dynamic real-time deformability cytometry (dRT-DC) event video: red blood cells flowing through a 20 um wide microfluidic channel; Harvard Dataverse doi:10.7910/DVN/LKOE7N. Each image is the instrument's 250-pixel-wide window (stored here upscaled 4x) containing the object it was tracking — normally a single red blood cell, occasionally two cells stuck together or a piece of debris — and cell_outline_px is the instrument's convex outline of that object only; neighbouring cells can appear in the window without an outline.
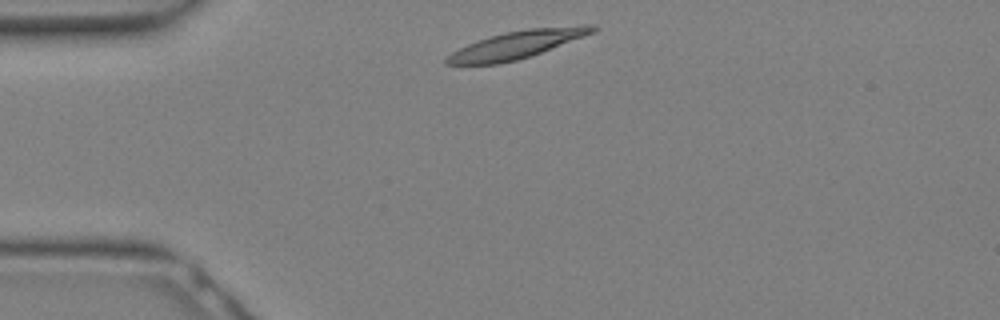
{"species": "Egyptian fruit bat (a non-hibernating species)", "species_latin": "Rousettus aegyptiacus", "temperature_condition": "warm", "stored_images_in_passage": 5, "camera_frame_rate_fps": 3000, "um_per_image_px": 0.085, "animal": {"sex": "female"}, "frame": {"image": 1, "passage_image": 1, "time_ms": 0.0, "image_size_px": [1000, 320], "cell_outline_px": [[600, 28], [596, 32], [540, 52], [516, 60], [500, 64], [444, 64], [444, 60], [452, 52], [468, 44], [504, 32], [528, 28], [584, 24], [596, 24]], "centroid_in_image_um": [44.02, 3.76], "position_along_channel_um": 41.0, "area_um2": 23.41}}
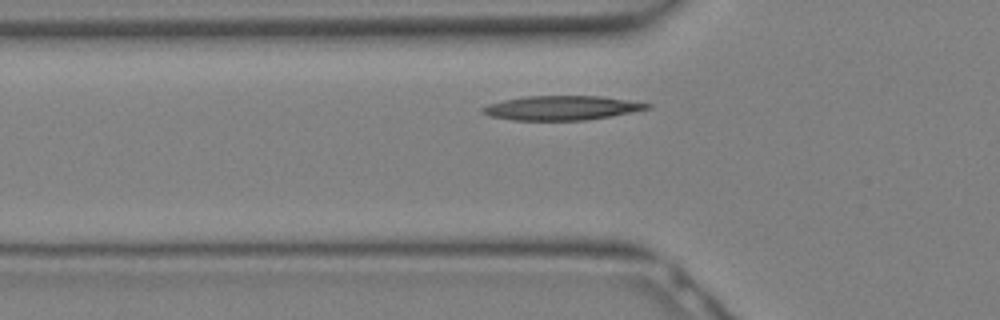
{"frame": {"image": 2, "passage_image": 4, "time_ms": 1.0, "image_size_px": [1000, 320], "cell_outline_px": [[652, 104], [648, 108], [632, 112], [612, 116], [588, 120], [512, 120], [492, 116], [480, 112], [480, 108], [488, 104], [504, 100], [528, 96], [600, 96]], "centroid_in_image_um": [47.71, 9.18], "position_along_channel_um": 78.1, "area_um2": 23.12}}